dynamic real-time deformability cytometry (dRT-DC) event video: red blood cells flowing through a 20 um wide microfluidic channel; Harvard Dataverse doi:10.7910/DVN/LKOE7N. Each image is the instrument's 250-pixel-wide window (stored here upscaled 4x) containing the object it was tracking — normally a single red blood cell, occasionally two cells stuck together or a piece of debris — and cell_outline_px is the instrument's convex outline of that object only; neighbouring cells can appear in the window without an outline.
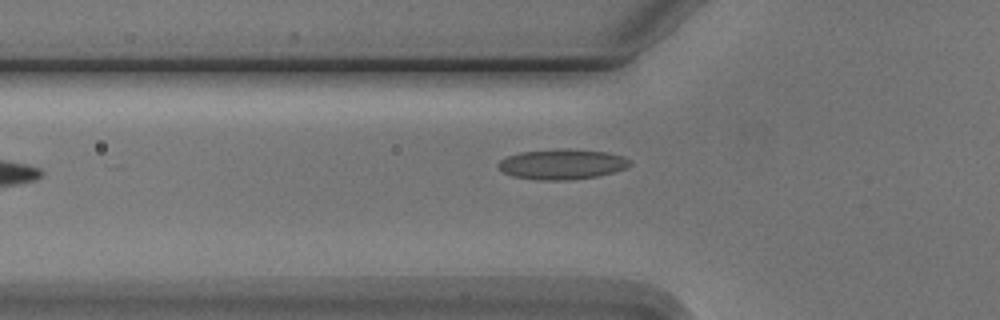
{"species": "Egyptian fruit bat (a non-hibernating species)", "species_latin": "Rousettus aegyptiacus", "temperature_condition": "cold", "stored_images_in_passage": 2, "camera_frame_rate_fps": 3000, "um_per_image_px": 0.085, "animal": {"sex": "male"}, "frame": {"image": 1, "passage_image": 2, "time_ms": 1.333, "image_size_px": [1000, 320], "cell_outline_px": [[632, 164], [624, 168], [612, 172], [596, 176], [568, 180], [540, 180], [512, 176], [504, 172], [496, 164], [500, 160], [508, 156], [520, 152], [556, 148], [568, 148], [608, 152], [624, 156], [632, 160]], "centroid_in_image_um": [47.79, 13.94], "position_along_channel_um": 78.0, "area_um2": 23.35}}